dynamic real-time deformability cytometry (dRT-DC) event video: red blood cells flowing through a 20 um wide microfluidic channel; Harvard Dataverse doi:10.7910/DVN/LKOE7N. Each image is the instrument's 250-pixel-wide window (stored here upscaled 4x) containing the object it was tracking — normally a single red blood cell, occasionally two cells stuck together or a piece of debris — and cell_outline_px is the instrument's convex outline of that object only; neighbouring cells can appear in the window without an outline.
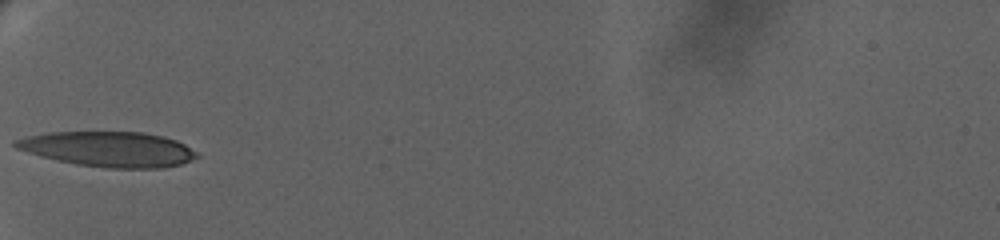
{"species": "human", "species_latin": "Homo sapiens", "temperature_condition": "warm", "stored_images_in_passage": 37, "camera_frame_rate_fps": 3000, "um_per_image_px": 0.085, "donor": {"sex": "female"}, "frame": {"image": 1, "passage_image": 1, "time_ms": 0.0, "image_size_px": [1000, 240], "cell_outline_px": [[200, 156], [180, 164], [164, 168], [108, 168], [76, 164], [56, 160], [40, 156], [16, 148], [12, 144], [12, 140], [24, 136], [48, 132], [144, 132], [164, 136], [176, 140], [200, 152]], "centroid_in_image_um": [9.23, 12.67], "position_along_channel_um": 75.8, "area_um2": 37.51}}
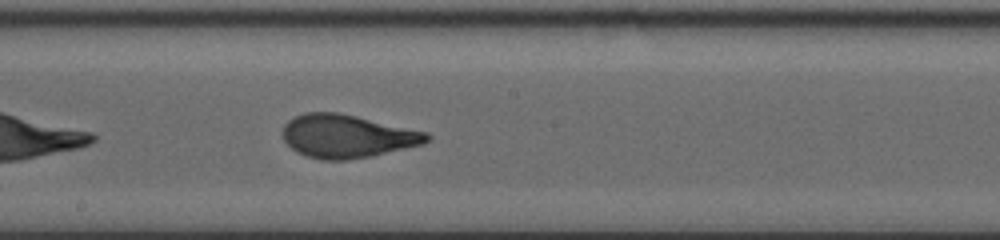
{"frame": {"image": 2, "passage_image": 19, "time_ms": 4.667, "image_size_px": [1000, 240], "cell_outline_px": [[432, 136], [424, 144], [372, 156], [344, 160], [320, 160], [296, 152], [284, 140], [280, 132], [284, 124], [288, 120], [304, 112], [340, 112], [428, 132]], "centroid_in_image_um": [29.49, 11.57], "position_along_channel_um": 218.7, "area_um2": 36.59}}
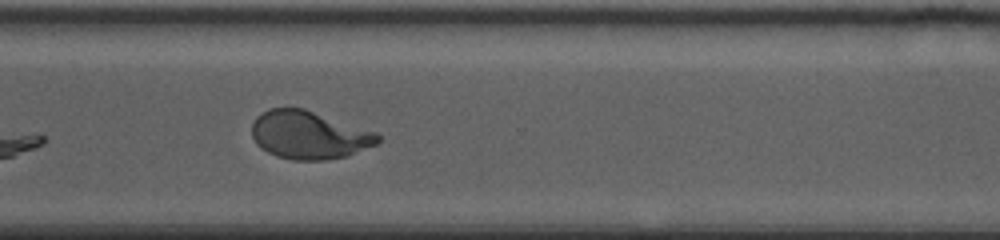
{"frame": {"image": 3, "passage_image": 36, "time_ms": 8.667, "image_size_px": [1000, 240], "cell_outline_px": [[380, 140], [376, 144], [348, 156], [324, 160], [292, 160], [276, 156], [260, 148], [256, 144], [252, 136], [252, 124], [256, 116], [268, 108], [304, 108], [376, 132], [380, 136]], "centroid_in_image_um": [26.24, 11.48], "position_along_channel_um": 344.4, "area_um2": 35.37}}